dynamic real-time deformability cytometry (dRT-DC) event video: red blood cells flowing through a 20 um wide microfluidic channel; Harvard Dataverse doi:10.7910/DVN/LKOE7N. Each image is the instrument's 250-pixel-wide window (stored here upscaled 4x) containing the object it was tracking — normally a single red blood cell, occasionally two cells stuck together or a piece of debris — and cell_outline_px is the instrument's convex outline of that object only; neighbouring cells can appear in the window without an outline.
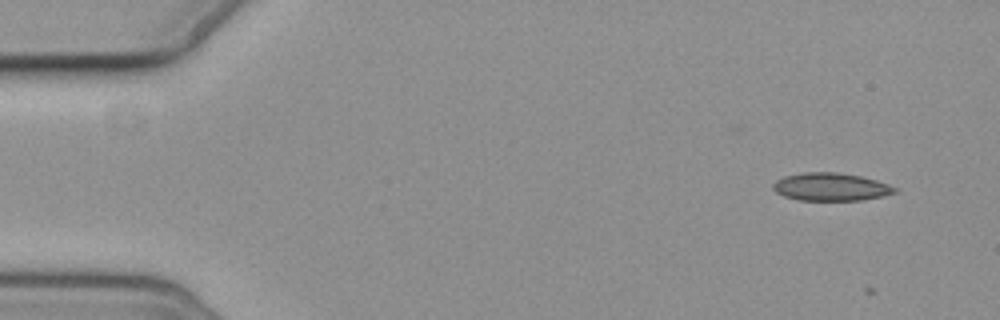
{"species": "common noctule bat (a hibernating species)", "species_latin": "Nyctalus noctula", "temperature_condition": "cold", "stored_images_in_passage": 6, "camera_frame_rate_fps": 3000, "um_per_image_px": 0.085, "animal": {"sex": "female", "body_mass_g": 19.3, "forearm_length_mm": 54.1}, "frame": {"image": 1, "passage_image": 2, "time_ms": 1.0, "image_size_px": [1000, 320], "cell_outline_px": [[896, 192], [884, 196], [864, 200], [800, 200], [784, 196], [776, 192], [772, 188], [772, 184], [776, 180], [784, 176], [804, 172], [840, 172], [860, 176], [876, 180], [888, 184], [896, 188]], "centroid_in_image_um": [70.61, 15.88], "position_along_channel_um": 14.4, "area_um2": 19.83}}